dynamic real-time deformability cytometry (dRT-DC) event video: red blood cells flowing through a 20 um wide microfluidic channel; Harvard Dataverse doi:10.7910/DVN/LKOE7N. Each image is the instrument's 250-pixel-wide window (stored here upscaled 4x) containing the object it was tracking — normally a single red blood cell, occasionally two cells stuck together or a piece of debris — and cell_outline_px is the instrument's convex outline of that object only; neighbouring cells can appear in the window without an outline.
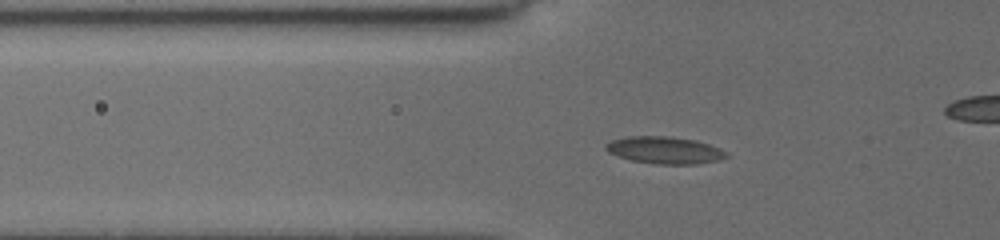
{"species": "common noctule bat (a hibernating species)", "species_latin": "Nyctalus noctula", "temperature_condition": "cold", "stored_images_in_passage": 50, "camera_frame_rate_fps": 3000, "um_per_image_px": 0.085, "animal": {"sex": "female", "body_mass_g": 19.5, "forearm_length_mm": 54.1}, "frame": {"image": 1, "passage_image": 14, "time_ms": 4.333, "image_size_px": [1000, 240], "cell_outline_px": [[728, 156], [720, 160], [696, 164], [656, 164], [632, 160], [616, 156], [608, 152], [604, 148], [604, 144], [612, 140], [628, 136], [668, 136], [692, 140], [708, 144], [720, 148], [728, 152]], "centroid_in_image_um": [56.48, 12.77], "position_along_channel_um": 69.3, "area_um2": 19.07}}
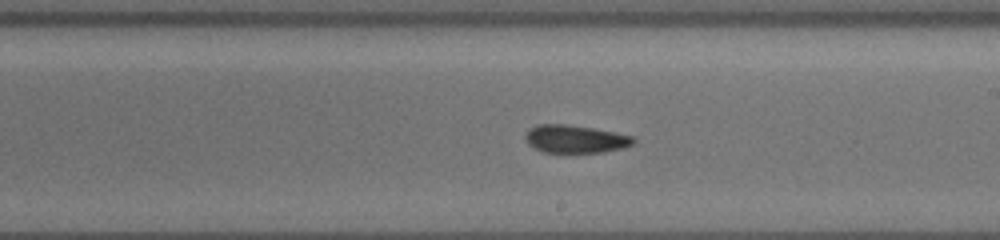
{"frame": {"image": 2, "passage_image": 28, "time_ms": 9.0, "image_size_px": [1000, 240], "cell_outline_px": [[636, 140], [632, 144], [624, 148], [604, 152], [544, 152], [528, 144], [524, 136], [528, 128], [536, 124], [564, 124], [592, 128], [636, 136]], "centroid_in_image_um": [48.91, 11.8], "position_along_channel_um": 240.1, "area_um2": 17.63}}
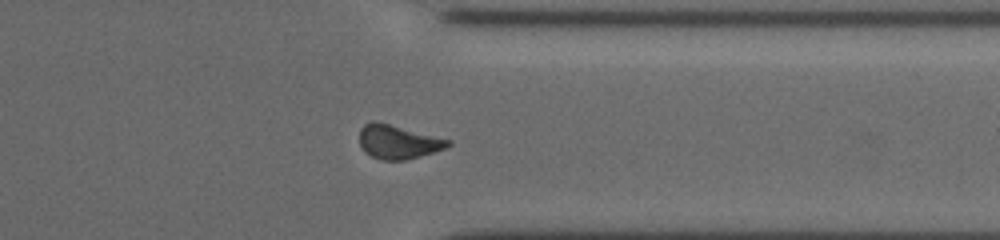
{"frame": {"image": 3, "passage_image": 39, "time_ms": 12.667, "image_size_px": [1000, 240], "cell_outline_px": [[452, 144], [444, 148], [420, 156], [404, 160], [380, 160], [364, 152], [360, 144], [360, 128], [364, 124], [372, 120], [376, 120], [452, 140]], "centroid_in_image_um": [33.81, 12.04], "position_along_channel_um": 377.6, "area_um2": 17.57}, "authors_computed_cell_mechanics": {"area_um2": 17.6868, "velocity_mm_per_s": 3.7582, "shape_relaxation_time_tau1_ms": 10.4445, "shape_relaxation_time_tau2_ms": 1.1225, "deformation_change_tau1": 0.2034, "deformation_change_tau2": 0.0548}}